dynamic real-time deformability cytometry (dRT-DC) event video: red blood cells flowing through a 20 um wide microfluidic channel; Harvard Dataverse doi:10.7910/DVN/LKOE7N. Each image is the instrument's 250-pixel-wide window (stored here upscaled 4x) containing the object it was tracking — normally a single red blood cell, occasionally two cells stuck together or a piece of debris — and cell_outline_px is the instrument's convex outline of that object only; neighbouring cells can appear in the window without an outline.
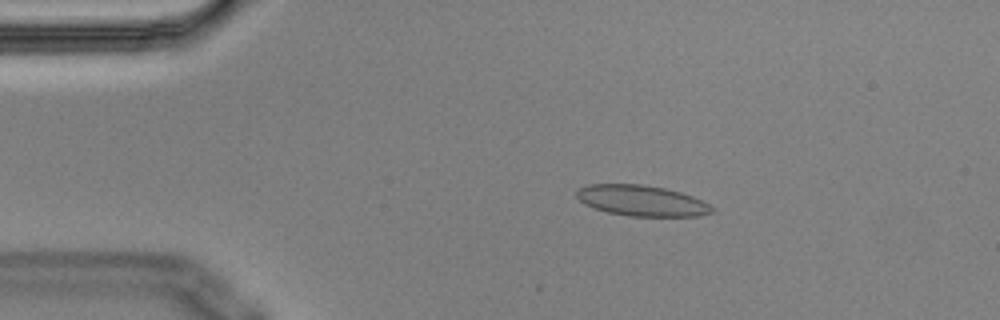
{"species": "Egyptian fruit bat (a non-hibernating species)", "species_latin": "Rousettus aegyptiacus", "temperature_condition": "cold", "stored_images_in_passage": 4, "camera_frame_rate_fps": 3000, "um_per_image_px": 0.085, "animal": {"sex": "male"}, "frame": {"image": 1, "passage_image": 3, "time_ms": 0.667, "image_size_px": [1000, 320], "cell_outline_px": [[716, 212], [696, 216], [628, 216], [608, 212], [584, 204], [576, 196], [576, 188], [588, 184], [640, 184], [664, 188], [680, 192], [692, 196], [716, 208]], "centroid_in_image_um": [54.54, 17.05], "position_along_channel_um": 30.5, "area_um2": 24.28}}